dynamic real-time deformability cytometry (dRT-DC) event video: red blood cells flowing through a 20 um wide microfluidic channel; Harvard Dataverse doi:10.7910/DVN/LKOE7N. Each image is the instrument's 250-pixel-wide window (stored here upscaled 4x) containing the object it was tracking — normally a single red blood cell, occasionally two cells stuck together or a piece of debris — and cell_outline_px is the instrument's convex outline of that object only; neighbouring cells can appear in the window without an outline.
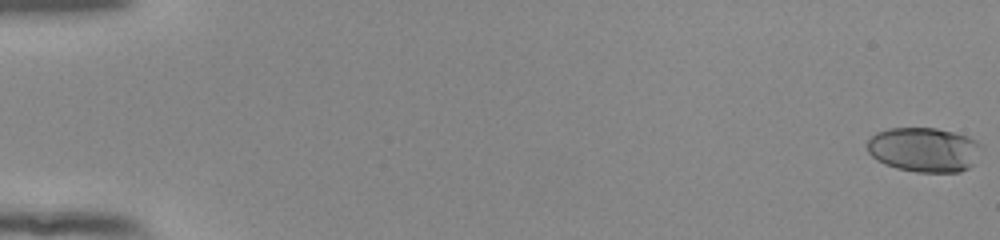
{"species": "human", "species_latin": "Homo sapiens", "temperature_condition": "room temperature", "stored_images_in_passage": 55, "camera_frame_rate_fps": 3000, "um_per_image_px": 0.085, "donor": {"sex": "female"}, "frame": {"image": 1, "passage_image": 1, "time_ms": 0.0, "image_size_px": [1000, 240], "cell_outline_px": [[980, 144], [972, 164], [968, 168], [960, 172], [916, 172], [896, 168], [884, 164], [876, 160], [868, 152], [868, 140], [876, 132], [888, 128], [936, 128], [968, 136], [976, 140]], "centroid_in_image_um": [78.49, 12.72], "position_along_channel_um": 6.5, "area_um2": 29.42}}
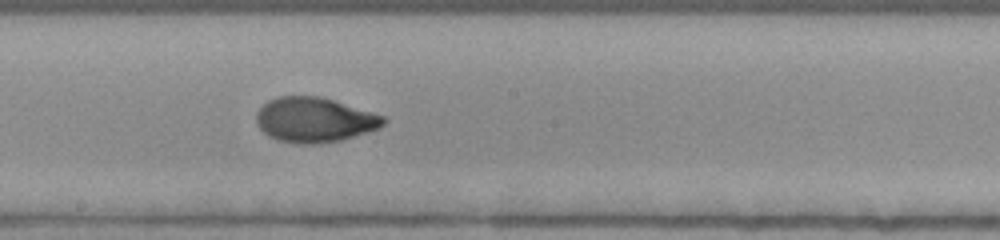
{"frame": {"image": 2, "passage_image": 32, "time_ms": 10.333, "image_size_px": [1000, 240], "cell_outline_px": [[388, 120], [380, 128], [368, 132], [340, 140], [312, 144], [300, 144], [276, 140], [268, 136], [260, 128], [256, 120], [256, 112], [268, 100], [276, 96], [320, 96], [372, 112], [384, 116]], "centroid_in_image_um": [26.72, 10.18], "position_along_channel_um": 221.5, "area_um2": 33.23}}
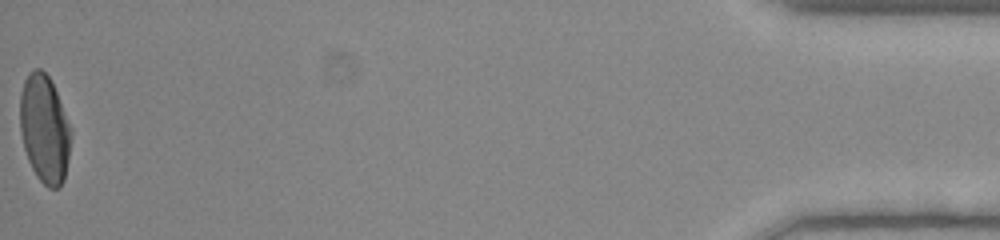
{"frame": {"image": 3, "passage_image": 55, "time_ms": 18.0, "image_size_px": [1000, 240], "cell_outline_px": [[72, 132], [68, 160], [64, 180], [60, 188], [48, 188], [36, 176], [28, 160], [24, 148], [20, 132], [20, 92], [24, 80], [28, 72], [32, 68], [40, 68], [48, 76], [56, 92], [72, 128]], "centroid_in_image_um": [3.78, 10.96], "position_along_channel_um": 431.4, "area_um2": 32.37}, "authors_computed_cell_mechanics": {"area_um2": 32.2524, "velocity_mm_per_s": 3.922, "shape_relaxation_time_tau1_ms": 5.7498, "shape_relaxation_time_tau2_ms": 0.8205, "deformation_change_tau1": 0.2273, "deformation_change_tau2": 0.0471}}